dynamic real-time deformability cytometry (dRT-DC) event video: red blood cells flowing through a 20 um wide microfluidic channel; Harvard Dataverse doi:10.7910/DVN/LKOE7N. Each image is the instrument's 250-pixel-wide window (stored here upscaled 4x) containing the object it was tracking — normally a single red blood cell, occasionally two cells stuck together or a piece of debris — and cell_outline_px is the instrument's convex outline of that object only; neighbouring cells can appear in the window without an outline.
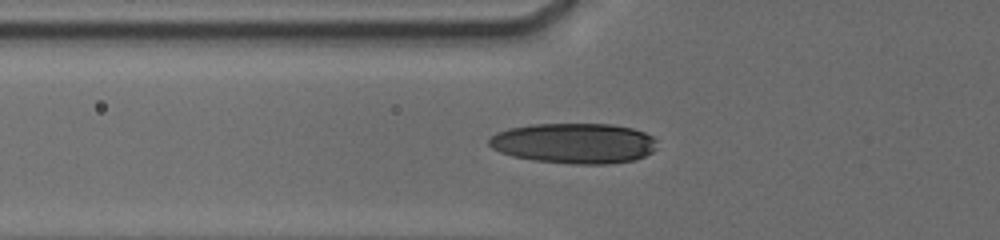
{"species": "human", "species_latin": "Homo sapiens", "temperature_condition": "cold", "stored_images_in_passage": 10, "camera_frame_rate_fps": 3000, "um_per_image_px": 0.085, "donor": {"sex": "male"}, "frame": {"image": 1, "passage_image": 10, "time_ms": 7.0, "image_size_px": [1000, 240], "cell_outline_px": [[656, 148], [652, 152], [644, 156], [632, 160], [608, 164], [576, 164], [532, 160], [512, 156], [500, 152], [492, 148], [488, 144], [488, 140], [496, 132], [508, 128], [528, 124], [612, 124], [632, 128], [644, 132], [652, 136], [656, 140]], "centroid_in_image_um": [48.78, 12.17], "position_along_channel_um": 77.0, "area_um2": 39.71}}